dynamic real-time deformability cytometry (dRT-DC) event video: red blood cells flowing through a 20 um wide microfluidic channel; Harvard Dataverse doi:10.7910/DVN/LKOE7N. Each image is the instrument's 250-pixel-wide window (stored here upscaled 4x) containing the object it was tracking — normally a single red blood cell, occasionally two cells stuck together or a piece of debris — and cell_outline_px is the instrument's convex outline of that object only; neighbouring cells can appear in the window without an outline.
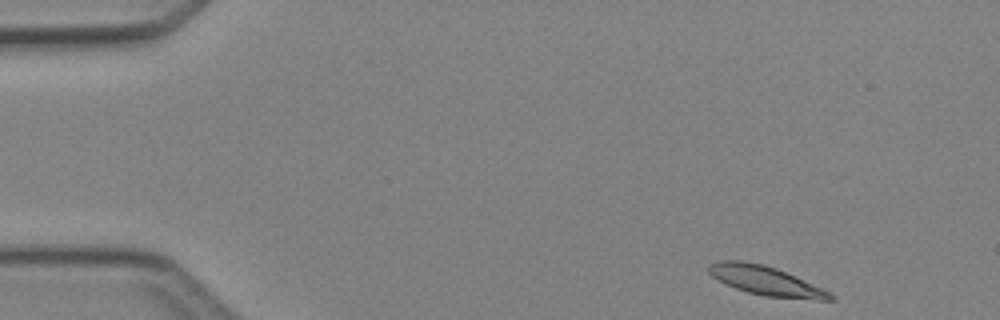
{"species": "Egyptian fruit bat (a non-hibernating species)", "species_latin": "Rousettus aegyptiacus", "temperature_condition": "cold", "stored_images_in_passage": 5, "camera_frame_rate_fps": 3000, "um_per_image_px": 0.085, "animal": {"sex": "female"}, "frame": {"image": 1, "passage_image": 1, "time_ms": 0.0, "image_size_px": [1000, 320], "cell_outline_px": [[836, 300], [816, 300], [764, 296], [748, 292], [736, 288], [712, 276], [708, 272], [708, 264], [720, 260], [740, 260], [764, 264], [776, 268], [820, 288], [836, 296]], "centroid_in_image_um": [65.07, 23.86], "position_along_channel_um": 19.9, "area_um2": 20.35}}
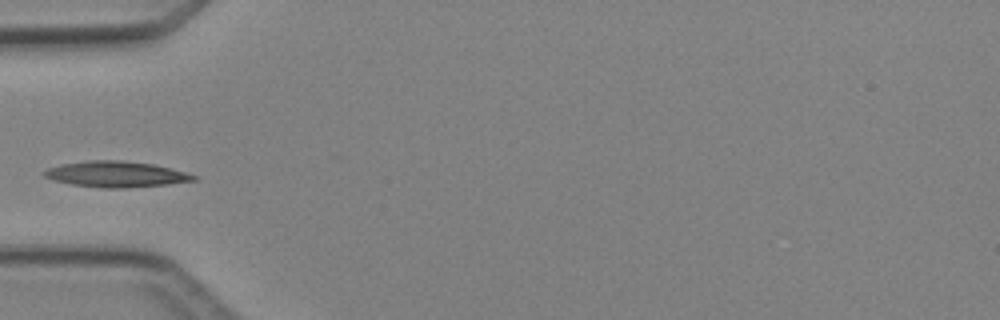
{"frame": {"image": 2, "passage_image": 4, "time_ms": 3.667, "image_size_px": [1000, 320], "cell_outline_px": [[196, 180], [168, 184], [128, 188], [104, 188], [72, 184], [52, 180], [44, 176], [44, 172], [48, 168], [60, 164], [88, 160], [120, 160], [152, 164], [184, 172], [196, 176]], "centroid_in_image_um": [9.82, 14.81], "position_along_channel_um": 75.2, "area_um2": 22.31}}
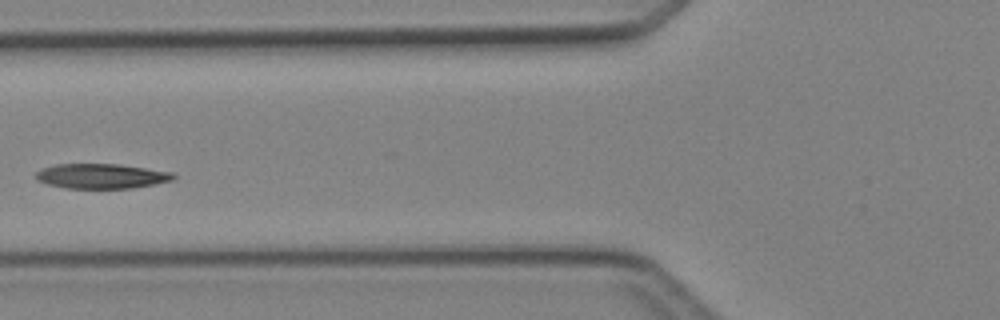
{"frame": {"image": 3, "passage_image": 5, "time_ms": 4.667, "image_size_px": [1000, 320], "cell_outline_px": [[176, 176], [172, 180], [156, 184], [132, 188], [64, 188], [48, 184], [36, 180], [36, 172], [44, 168], [56, 164], [116, 164], [172, 172]], "centroid_in_image_um": [8.61, 14.97], "position_along_channel_um": 117.2, "area_um2": 19.77}}